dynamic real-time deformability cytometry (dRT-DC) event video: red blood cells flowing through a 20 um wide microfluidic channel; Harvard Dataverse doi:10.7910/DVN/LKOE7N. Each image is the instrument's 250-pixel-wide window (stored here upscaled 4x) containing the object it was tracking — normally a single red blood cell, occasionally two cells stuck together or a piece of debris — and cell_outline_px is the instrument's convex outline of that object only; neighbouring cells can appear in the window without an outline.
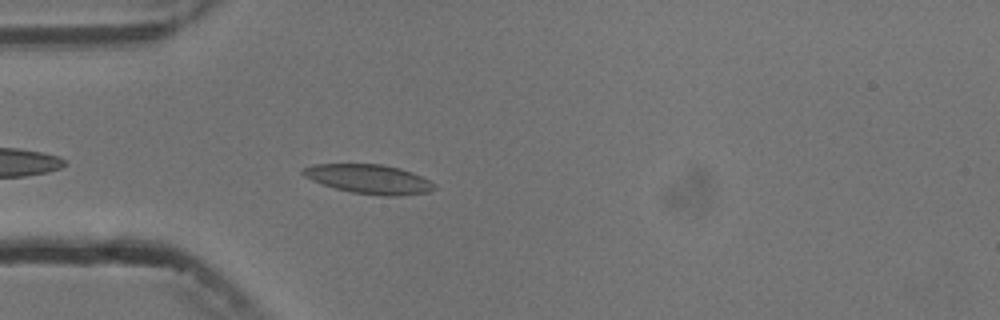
{"species": "common noctule bat (a hibernating species)", "species_latin": "Nyctalus noctula", "temperature_condition": "cold", "stored_images_in_passage": 5, "camera_frame_rate_fps": 3000, "um_per_image_px": 0.085, "animal": {"sex": "male", "body_mass_g": 13.3}, "frame": {"image": 1, "passage_image": 5, "time_ms": 4.667, "image_size_px": [1000, 320], "cell_outline_px": [[436, 188], [428, 192], [400, 196], [384, 196], [352, 192], [336, 188], [312, 180], [304, 176], [300, 172], [304, 168], [312, 164], [380, 164], [400, 168], [412, 172], [436, 184]], "centroid_in_image_um": [31.38, 15.22], "position_along_channel_um": 53.6, "area_um2": 22.25}}